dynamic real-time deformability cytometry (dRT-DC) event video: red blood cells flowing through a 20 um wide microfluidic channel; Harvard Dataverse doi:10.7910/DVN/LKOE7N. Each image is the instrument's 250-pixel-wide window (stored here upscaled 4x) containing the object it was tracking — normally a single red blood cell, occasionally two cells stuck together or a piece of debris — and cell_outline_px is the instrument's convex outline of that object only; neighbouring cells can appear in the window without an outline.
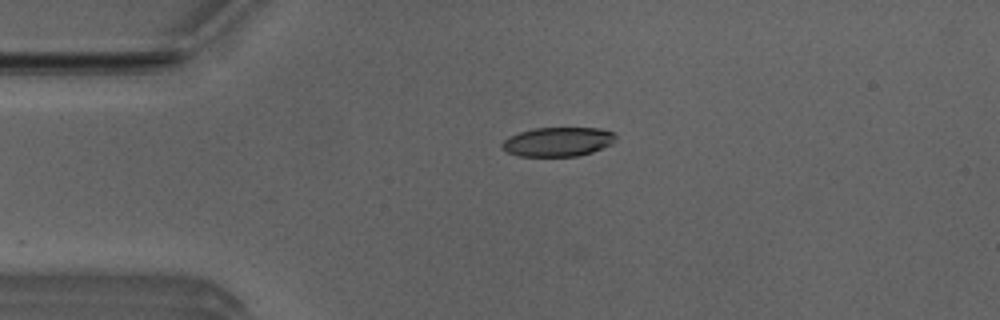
{"species": "Egyptian fruit bat (a non-hibernating species)", "species_latin": "Rousettus aegyptiacus", "temperature_condition": "room temperature", "stored_images_in_passage": 7, "camera_frame_rate_fps": 3000, "um_per_image_px": 0.085, "animal": {"sex": "male"}, "frame": {"image": 1, "passage_image": 1, "time_ms": 0.0, "image_size_px": [1000, 320], "cell_outline_px": [[616, 140], [612, 144], [592, 152], [576, 156], [520, 156], [508, 152], [500, 144], [508, 136], [520, 132], [536, 128], [600, 128], [612, 132], [616, 136]], "centroid_in_image_um": [47.44, 12.05], "position_along_channel_um": 37.6, "area_um2": 19.25}}
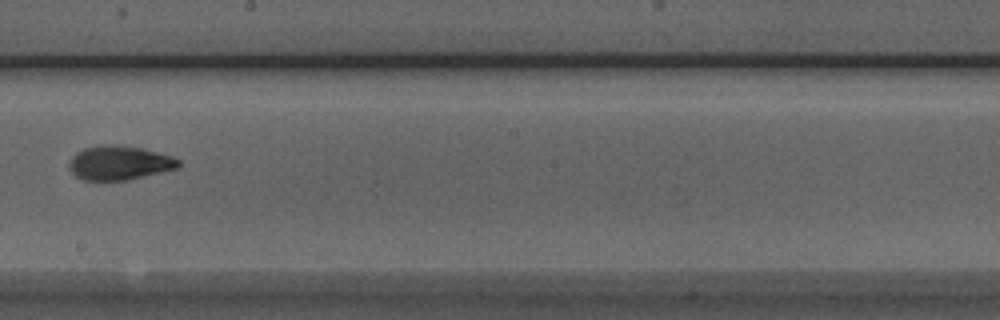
{"frame": {"image": 2, "passage_image": 6, "time_ms": 1.667, "image_size_px": [1000, 320], "cell_outline_px": [[180, 168], [128, 180], [84, 180], [76, 176], [68, 168], [68, 164], [72, 156], [76, 152], [84, 148], [100, 144], [108, 144], [144, 148], [172, 156], [180, 160]], "centroid_in_image_um": [10.15, 13.84], "position_along_channel_um": 238.0, "area_um2": 22.02}}
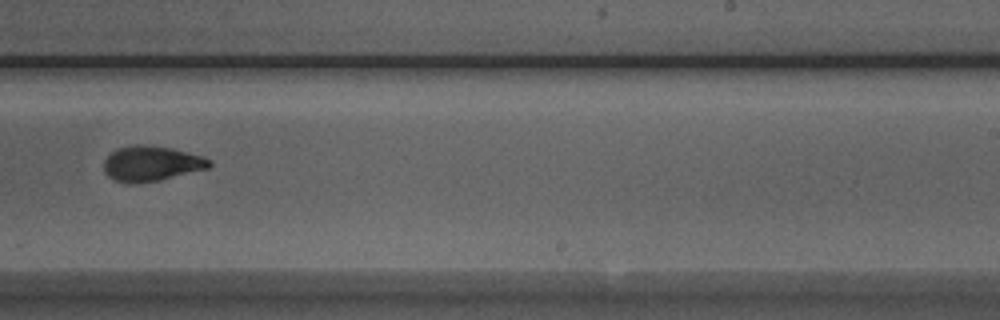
{"frame": {"image": 3, "passage_image": 7, "time_ms": 2.0, "image_size_px": [1000, 320], "cell_outline_px": [[212, 164], [208, 168], [160, 180], [136, 184], [132, 184], [112, 180], [104, 172], [104, 160], [116, 148], [136, 144], [144, 144], [172, 148], [200, 156], [212, 160]], "centroid_in_image_um": [12.83, 13.91], "position_along_channel_um": 276.2, "area_um2": 21.73}}